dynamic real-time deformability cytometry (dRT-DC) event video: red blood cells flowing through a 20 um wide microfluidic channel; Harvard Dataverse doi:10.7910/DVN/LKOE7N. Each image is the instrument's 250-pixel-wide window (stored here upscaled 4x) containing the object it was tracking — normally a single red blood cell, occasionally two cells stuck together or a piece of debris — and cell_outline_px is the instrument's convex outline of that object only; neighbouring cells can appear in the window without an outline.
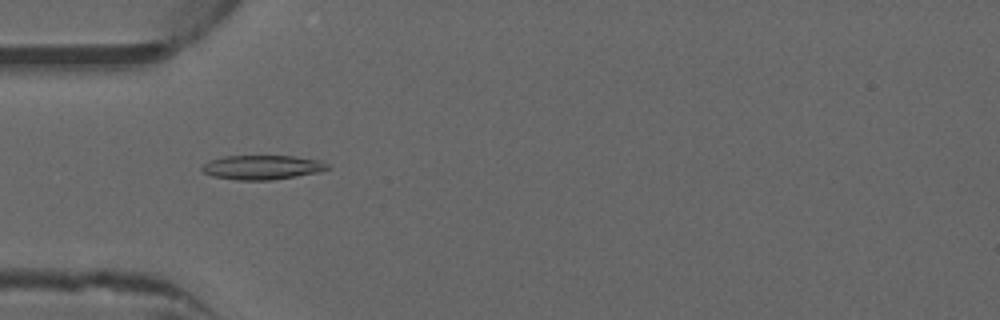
{"species": "common noctule bat (a hibernating species)", "species_latin": "Nyctalus noctula", "temperature_condition": "warm", "stored_images_in_passage": 51, "camera_frame_rate_fps": 3000, "um_per_image_px": 0.085, "animal": {"sex": "male", "forearm_length_mm": 52.5}, "frame": {"image": 1, "passage_image": 16, "time_ms": 5.0, "image_size_px": [1000, 320], "cell_outline_px": [[328, 168], [320, 172], [272, 180], [236, 180], [212, 176], [204, 172], [200, 168], [208, 160], [224, 156], [292, 156], [320, 160], [328, 164]], "centroid_in_image_um": [22.26, 14.22], "position_along_channel_um": 62.7, "area_um2": 17.8}}
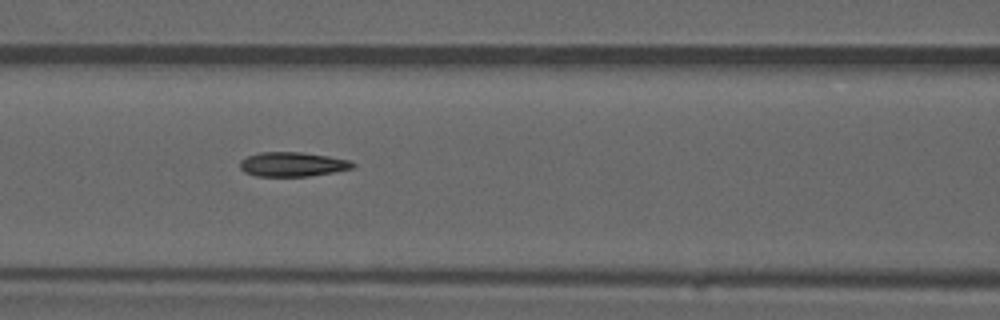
{"frame": {"image": 2, "passage_image": 22, "time_ms": 7.0, "image_size_px": [1000, 320], "cell_outline_px": [[356, 164], [352, 168], [332, 172], [308, 176], [256, 176], [244, 172], [240, 168], [240, 160], [248, 156], [260, 152], [300, 152], [328, 156], [352, 160]], "centroid_in_image_um": [24.86, 13.96], "position_along_channel_um": 141.7, "area_um2": 16.01}}
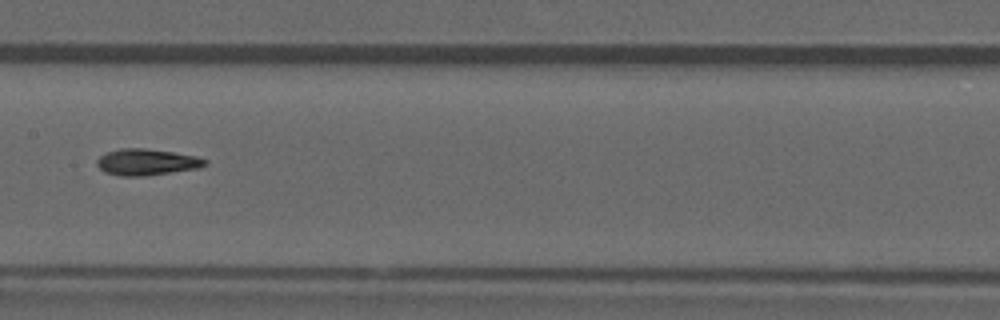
{"frame": {"image": 3, "passage_image": 26, "time_ms": 8.333, "image_size_px": [1000, 320], "cell_outline_px": [[208, 164], [200, 168], [144, 176], [120, 176], [104, 172], [96, 164], [96, 160], [100, 156], [108, 152], [120, 148], [144, 148], [172, 152], [196, 156], [208, 160]], "centroid_in_image_um": [12.48, 13.78], "position_along_channel_um": 194.9, "area_um2": 16.65}, "authors_computed_cell_mechanics": {"area_um2": 16.2418, "velocity_mm_per_s": 3.9966, "shape_relaxation_time_tau1_ms": null, "shape_relaxation_time_tau2_ms": 4.0538, "deformation_change_tau1": null, "deformation_change_tau2": 0.1097}}